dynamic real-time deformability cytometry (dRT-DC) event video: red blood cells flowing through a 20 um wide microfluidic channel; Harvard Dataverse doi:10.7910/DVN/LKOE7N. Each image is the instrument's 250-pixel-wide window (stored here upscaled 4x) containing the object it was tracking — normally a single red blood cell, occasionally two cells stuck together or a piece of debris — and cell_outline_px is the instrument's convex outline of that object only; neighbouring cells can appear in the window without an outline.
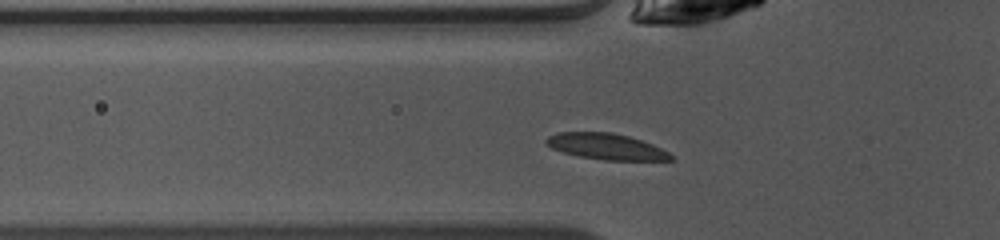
{"species": "common noctule bat (a hibernating species)", "species_latin": "Nyctalus noctula", "temperature_condition": "warm", "stored_images_in_passage": 36, "camera_frame_rate_fps": 3000, "um_per_image_px": 0.085, "animal": {"sex": "female", "body_mass_g": 10.0, "forearm_length_mm": 53.1}, "frame": {"image": 1, "passage_image": 3, "time_ms": 0.667, "image_size_px": [1000, 240], "cell_outline_px": [[672, 160], [604, 160], [580, 156], [564, 152], [552, 148], [544, 144], [544, 140], [548, 136], [560, 132], [612, 132], [628, 136], [652, 144], [668, 152], [672, 156]], "centroid_in_image_um": [51.49, 12.45], "position_along_channel_um": 74.3, "area_um2": 18.73}}
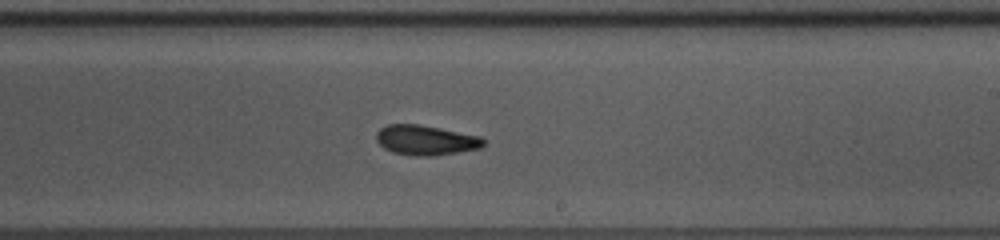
{"frame": {"image": 2, "passage_image": 16, "time_ms": 5.0, "image_size_px": [1000, 240], "cell_outline_px": [[484, 144], [480, 148], [432, 156], [416, 156], [392, 152], [384, 148], [376, 140], [376, 132], [380, 128], [388, 124], [416, 124], [440, 128], [480, 136], [484, 140]], "centroid_in_image_um": [36.15, 11.91], "position_along_channel_um": 252.8, "area_um2": 18.55}}
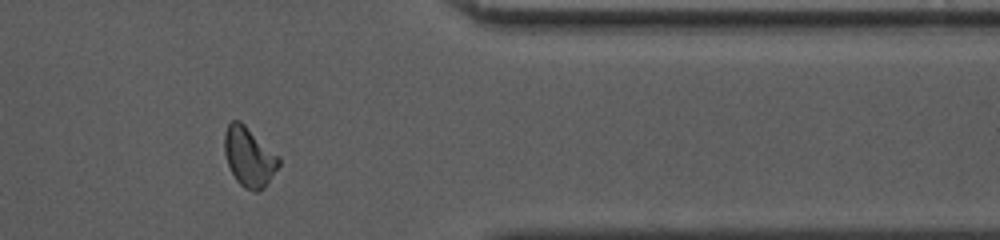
{"frame": {"image": 3, "passage_image": 27, "time_ms": 8.667, "image_size_px": [1000, 240], "cell_outline_px": [[280, 164], [264, 188], [256, 192], [252, 192], [244, 188], [236, 180], [228, 164], [224, 152], [224, 132], [228, 124], [232, 120], [240, 120], [280, 156]], "centroid_in_image_um": [21.17, 13.33], "position_along_channel_um": 390.2, "area_um2": 18.96}, "authors_computed_cell_mechanics": {"area_um2": 18.5538, "velocity_mm_per_s": 4.0987, "shape_relaxation_time_tau1_ms": 3.665, "shape_relaxation_time_tau2_ms": 2.0382, "deformation_change_tau1": 0.1027, "deformation_change_tau2": 0.065}}